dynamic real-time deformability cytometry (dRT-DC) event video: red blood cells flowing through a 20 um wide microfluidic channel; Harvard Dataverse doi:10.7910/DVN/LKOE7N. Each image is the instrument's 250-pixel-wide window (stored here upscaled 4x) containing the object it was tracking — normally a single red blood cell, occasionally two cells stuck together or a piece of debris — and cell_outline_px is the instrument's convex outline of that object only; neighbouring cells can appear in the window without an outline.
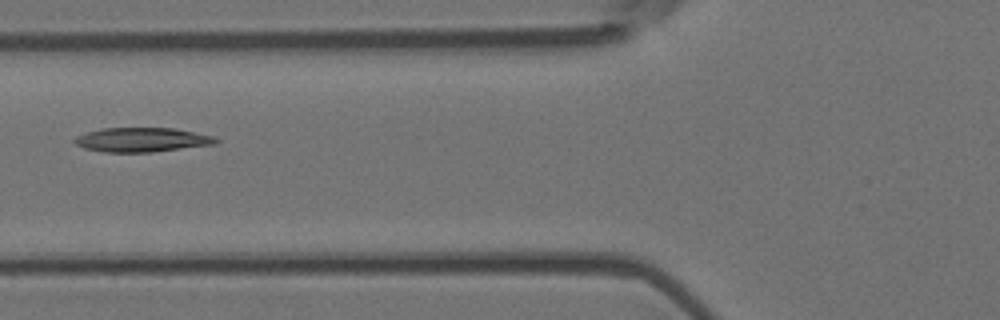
{"species": "Egyptian fruit bat (a non-hibernating species)", "species_latin": "Rousettus aegyptiacus", "temperature_condition": "room temperature", "stored_images_in_passage": 4, "camera_frame_rate_fps": 3000, "um_per_image_px": 0.085, "animal": {"sex": "female"}, "frame": {"image": 1, "passage_image": 4, "time_ms": 1.0, "image_size_px": [1000, 320], "cell_outline_px": [[220, 140], [216, 144], [152, 152], [104, 152], [84, 148], [76, 144], [72, 140], [76, 136], [100, 128], [176, 128], [216, 136]], "centroid_in_image_um": [12.1, 11.87], "position_along_channel_um": 113.7, "area_um2": 20.17}}